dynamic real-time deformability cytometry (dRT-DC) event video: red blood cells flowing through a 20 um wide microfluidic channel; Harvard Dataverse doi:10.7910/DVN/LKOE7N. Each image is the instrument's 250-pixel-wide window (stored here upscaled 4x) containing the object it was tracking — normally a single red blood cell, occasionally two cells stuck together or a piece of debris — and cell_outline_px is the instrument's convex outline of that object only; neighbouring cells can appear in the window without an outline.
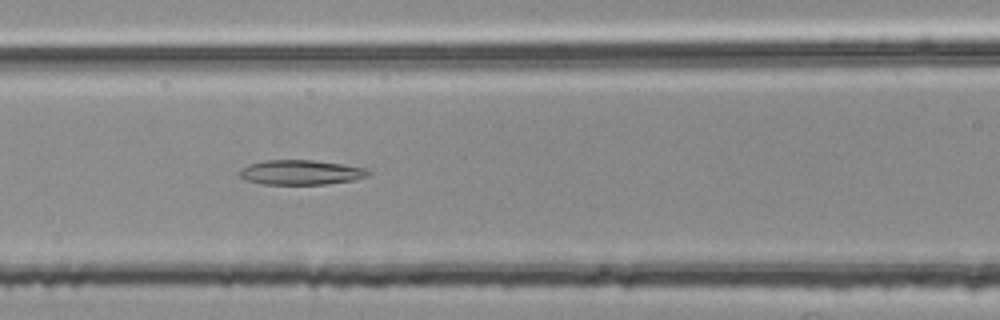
{"species": "common noctule bat (a hibernating species)", "species_latin": "Nyctalus noctula", "temperature_condition": "room temperature", "stored_images_in_passage": 39, "camera_frame_rate_fps": 3000, "um_per_image_px": 0.085, "animal": {"sex": "female", "body_mass_g": 25.1}, "frame": {"image": 1, "passage_image": 8, "time_ms": 2.333, "image_size_px": [1000, 320], "cell_outline_px": [[372, 172], [368, 176], [352, 180], [324, 184], [260, 184], [244, 180], [240, 176], [240, 172], [248, 164], [264, 160], [312, 160], [340, 164], [364, 168]], "centroid_in_image_um": [25.54, 14.65], "position_along_channel_um": 141.1, "area_um2": 18.38}}
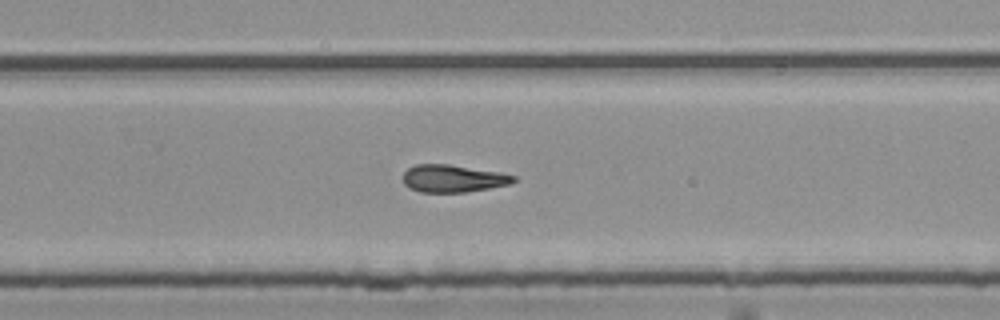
{"frame": {"image": 2, "passage_image": 20, "time_ms": 6.333, "image_size_px": [1000, 320], "cell_outline_px": [[516, 180], [512, 184], [464, 192], [420, 192], [408, 188], [404, 184], [404, 172], [408, 168], [416, 164], [448, 164], [500, 172], [516, 176]], "centroid_in_image_um": [38.51, 15.17], "position_along_channel_um": 291.3, "area_um2": 17.69}}
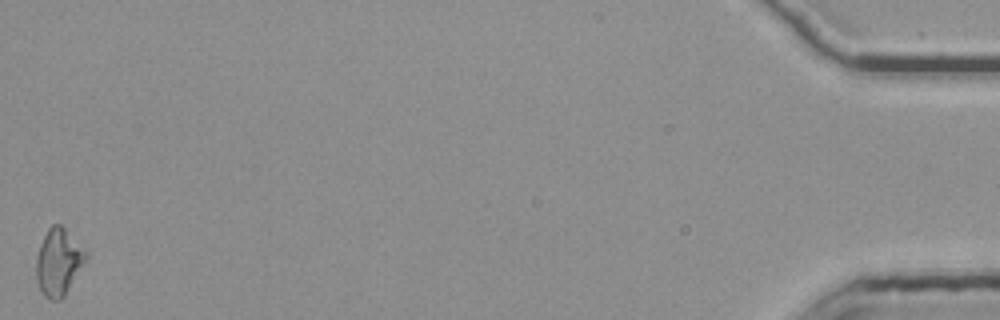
{"frame": {"image": 3, "passage_image": 39, "time_ms": 12.667, "image_size_px": [1000, 320], "cell_outline_px": [[88, 256], [64, 296], [60, 300], [52, 300], [44, 296], [40, 292], [36, 280], [36, 260], [40, 244], [48, 228], [52, 224], [60, 224], [88, 252]], "centroid_in_image_um": [4.96, 22.28], "position_along_channel_um": 430.2, "area_um2": 19.25}, "authors_computed_cell_mechanics": {"area_um2": 18.0914, "velocity_mm_per_s": 3.7713, "shape_relaxation_time_tau1_ms": null, "shape_relaxation_time_tau2_ms": 7.9894, "deformation_change_tau1": null, "deformation_change_tau2": 0.185}}